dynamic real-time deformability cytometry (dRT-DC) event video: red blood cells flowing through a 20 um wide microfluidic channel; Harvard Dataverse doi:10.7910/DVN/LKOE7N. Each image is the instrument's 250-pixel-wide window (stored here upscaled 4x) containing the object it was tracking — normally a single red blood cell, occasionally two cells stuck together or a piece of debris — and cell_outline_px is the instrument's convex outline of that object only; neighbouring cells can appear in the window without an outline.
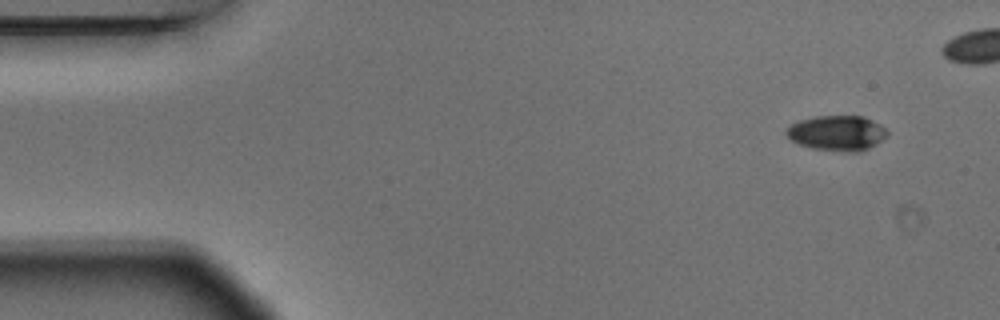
{"species": "Egyptian fruit bat (a non-hibernating species)", "species_latin": "Rousettus aegyptiacus", "temperature_condition": "warm", "stored_images_in_passage": 5, "camera_frame_rate_fps": 3000, "um_per_image_px": 0.085, "animal": {"sex": "male"}, "frame": {"image": 1, "passage_image": 1, "time_ms": 0.0, "image_size_px": [1000, 320], "cell_outline_px": [[888, 136], [876, 144], [860, 152], [848, 152], [812, 148], [800, 144], [792, 140], [784, 132], [792, 124], [800, 120], [812, 116], [864, 116], [880, 124], [888, 132]], "centroid_in_image_um": [71.17, 11.3], "position_along_channel_um": 13.8, "area_um2": 20.63}}